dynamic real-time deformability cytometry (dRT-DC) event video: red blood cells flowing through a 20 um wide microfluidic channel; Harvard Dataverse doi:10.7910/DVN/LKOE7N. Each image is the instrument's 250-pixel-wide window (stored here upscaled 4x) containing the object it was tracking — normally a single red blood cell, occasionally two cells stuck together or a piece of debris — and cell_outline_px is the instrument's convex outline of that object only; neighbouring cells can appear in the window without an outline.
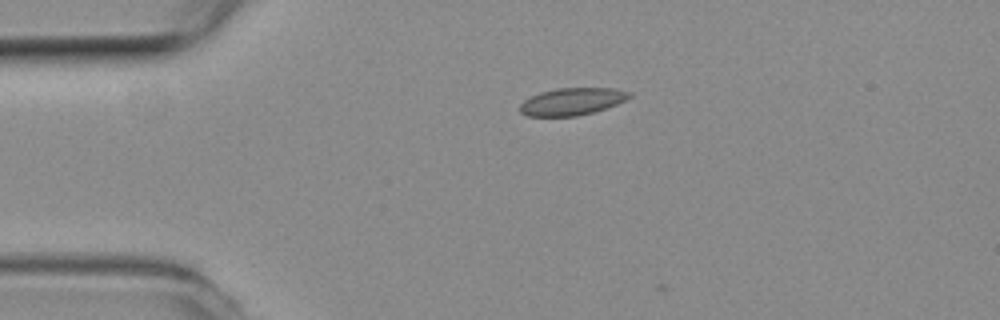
{"species": "common noctule bat (a hibernating species)", "species_latin": "Nyctalus noctula", "temperature_condition": "room temperature", "stored_images_in_passage": 5, "camera_frame_rate_fps": 3000, "um_per_image_px": 0.085, "animal": {"sex": "female", "body_mass_g": 19.3, "forearm_length_mm": 54.1}, "frame": {"image": 1, "passage_image": 1, "time_ms": 0.0, "image_size_px": [1000, 320], "cell_outline_px": [[632, 96], [616, 104], [592, 112], [576, 116], [528, 116], [520, 112], [520, 104], [524, 100], [540, 92], [556, 88], [616, 88], [632, 92]], "centroid_in_image_um": [48.62, 8.62], "position_along_channel_um": 36.4, "area_um2": 17.28}}